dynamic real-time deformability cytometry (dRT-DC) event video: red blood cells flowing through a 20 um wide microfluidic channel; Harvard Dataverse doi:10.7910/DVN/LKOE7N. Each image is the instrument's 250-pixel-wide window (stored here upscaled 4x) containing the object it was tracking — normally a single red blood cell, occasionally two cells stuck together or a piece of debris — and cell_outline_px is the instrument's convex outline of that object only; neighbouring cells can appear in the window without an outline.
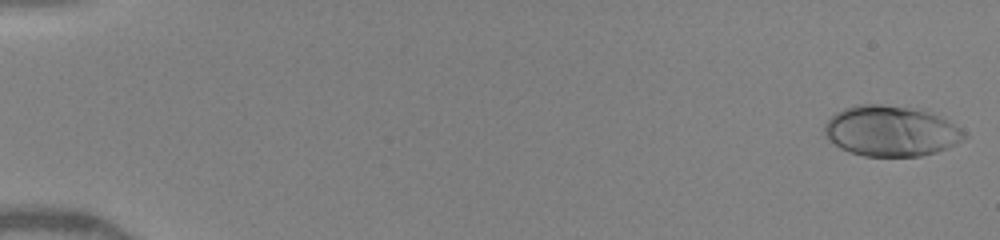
{"species": "human", "species_latin": "Homo sapiens", "temperature_condition": "warm", "stored_images_in_passage": 23, "camera_frame_rate_fps": 3000, "um_per_image_px": 0.085, "donor": {"sex": "female"}, "frame": {"image": 1, "passage_image": 1, "time_ms": 0.0, "image_size_px": [1000, 240], "cell_outline_px": [[968, 136], [936, 152], [920, 156], [864, 156], [848, 152], [840, 148], [824, 132], [824, 124], [836, 112], [844, 108], [856, 104], [880, 104], [908, 108], [940, 116], [960, 128]], "centroid_in_image_um": [75.68, 11.14], "position_along_channel_um": 9.3, "area_um2": 40.46}}
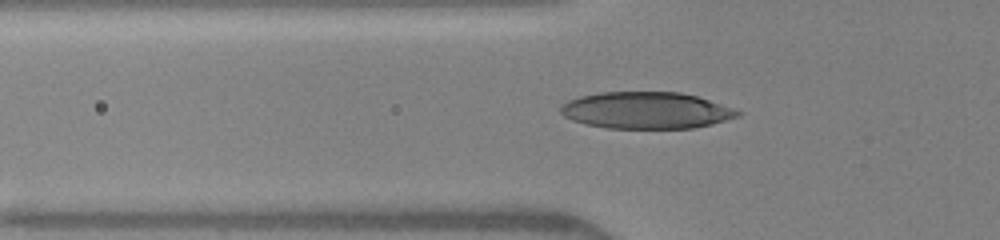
{"frame": {"image": 2, "passage_image": 19, "time_ms": 5.333, "image_size_px": [1000, 240], "cell_outline_px": [[744, 112], [740, 116], [712, 124], [692, 128], [608, 128], [584, 124], [572, 120], [564, 116], [560, 112], [560, 104], [568, 100], [580, 96], [600, 92], [680, 92], [696, 96]], "centroid_in_image_um": [54.9, 9.38], "position_along_channel_um": 70.9, "area_um2": 37.92}}
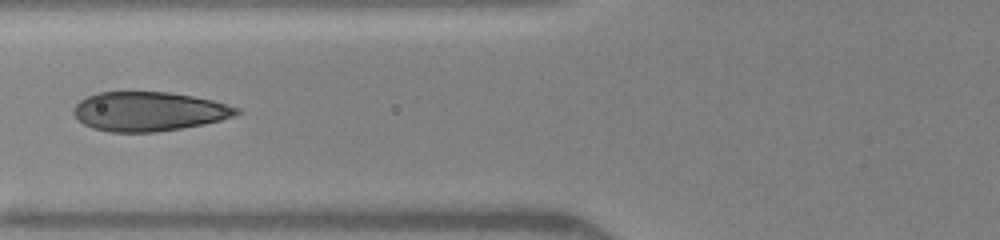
{"frame": {"image": 3, "passage_image": 22, "time_ms": 6.333, "image_size_px": [1000, 240], "cell_outline_px": [[244, 112], [220, 120], [204, 124], [156, 132], [108, 132], [92, 128], [84, 124], [72, 112], [72, 108], [80, 100], [88, 96], [100, 92], [168, 92], [192, 96], [212, 100], [240, 108]], "centroid_in_image_um": [12.65, 9.47], "position_along_channel_um": 113.2, "area_um2": 37.22}}